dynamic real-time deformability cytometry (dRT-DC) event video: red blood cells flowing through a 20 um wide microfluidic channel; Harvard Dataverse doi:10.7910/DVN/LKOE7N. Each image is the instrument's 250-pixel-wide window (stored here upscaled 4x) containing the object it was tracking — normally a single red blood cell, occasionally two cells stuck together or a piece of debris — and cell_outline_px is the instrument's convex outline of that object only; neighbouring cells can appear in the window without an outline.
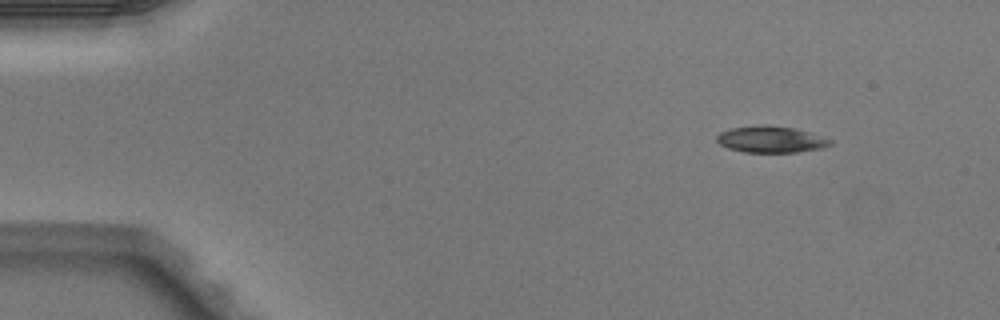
{"species": "Egyptian fruit bat (a non-hibernating species)", "species_latin": "Rousettus aegyptiacus", "temperature_condition": "warm", "stored_images_in_passage": 6, "camera_frame_rate_fps": 3000, "um_per_image_px": 0.085, "animal": {"sex": "male"}, "frame": {"image": 1, "passage_image": 1, "time_ms": 0.0, "image_size_px": [1000, 320], "cell_outline_px": [[832, 144], [820, 148], [796, 152], [744, 152], [728, 148], [720, 144], [716, 140], [716, 136], [720, 132], [732, 128], [796, 128], [832, 140]], "centroid_in_image_um": [65.53, 11.9], "position_along_channel_um": 19.5, "area_um2": 16.47}}
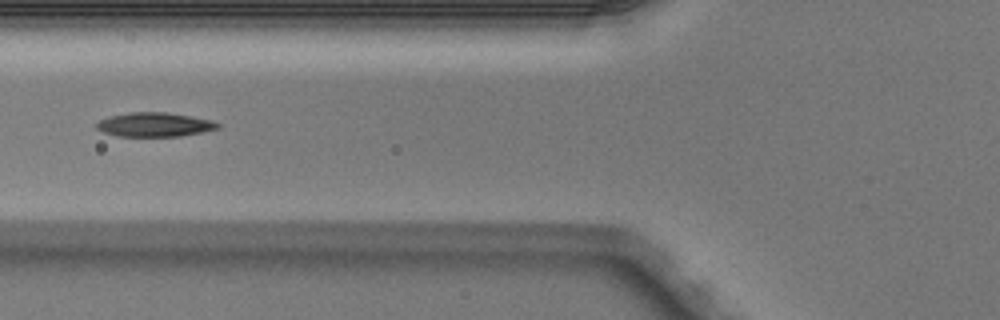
{"frame": {"image": 2, "passage_image": 5, "time_ms": 1.333, "image_size_px": [1000, 320], "cell_outline_px": [[220, 128], [180, 136], [116, 136], [104, 132], [96, 128], [96, 124], [100, 120], [112, 116], [132, 112], [168, 112], [212, 120], [220, 124]], "centroid_in_image_um": [13.15, 10.59], "position_along_channel_um": 112.6, "area_um2": 16.88}}
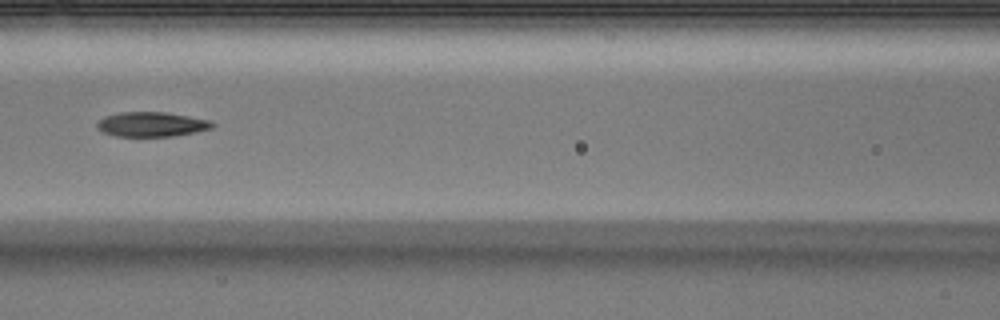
{"frame": {"image": 3, "passage_image": 6, "time_ms": 1.667, "image_size_px": [1000, 320], "cell_outline_px": [[216, 124], [212, 128], [196, 132], [172, 136], [116, 136], [104, 132], [96, 128], [96, 124], [104, 116], [120, 112], [168, 112], [212, 120]], "centroid_in_image_um": [12.92, 10.56], "position_along_channel_um": 153.7, "area_um2": 16.7}}